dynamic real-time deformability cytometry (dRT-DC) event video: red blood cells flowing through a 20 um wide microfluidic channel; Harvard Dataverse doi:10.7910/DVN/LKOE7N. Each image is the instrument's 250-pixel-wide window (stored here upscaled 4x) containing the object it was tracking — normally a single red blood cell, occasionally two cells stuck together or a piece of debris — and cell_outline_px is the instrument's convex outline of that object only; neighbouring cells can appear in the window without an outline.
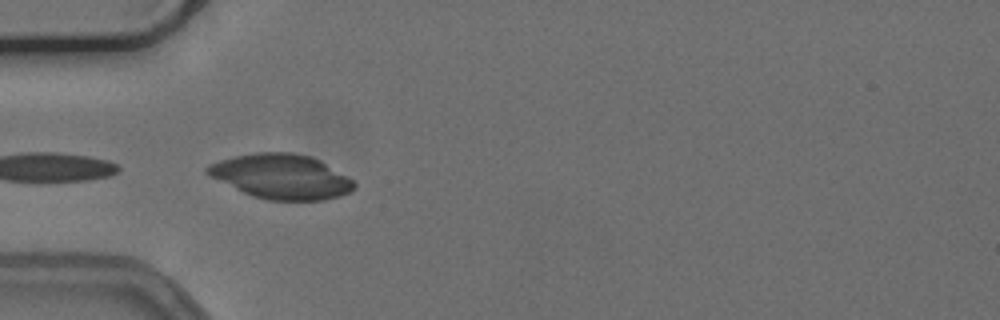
{"species": "common noctule bat (a hibernating species)", "species_latin": "Nyctalus noctula", "temperature_condition": "cold", "stored_images_in_passage": 41, "camera_frame_rate_fps": 3000, "um_per_image_px": 0.085, "animal": {"sex": "female", "body_mass_g": 24.6, "forearm_length_mm": 56.2}, "frame": {"image": 1, "passage_image": 17, "time_ms": 5.333, "image_size_px": [1000, 320], "cell_outline_px": [[352, 188], [344, 192], [312, 200], [284, 200], [260, 196], [248, 192], [208, 172], [208, 168], [216, 164], [244, 156], [304, 156], [316, 160], [348, 180], [352, 184]], "centroid_in_image_um": [23.97, 15.06], "position_along_channel_um": 61.0, "area_um2": 32.66}}